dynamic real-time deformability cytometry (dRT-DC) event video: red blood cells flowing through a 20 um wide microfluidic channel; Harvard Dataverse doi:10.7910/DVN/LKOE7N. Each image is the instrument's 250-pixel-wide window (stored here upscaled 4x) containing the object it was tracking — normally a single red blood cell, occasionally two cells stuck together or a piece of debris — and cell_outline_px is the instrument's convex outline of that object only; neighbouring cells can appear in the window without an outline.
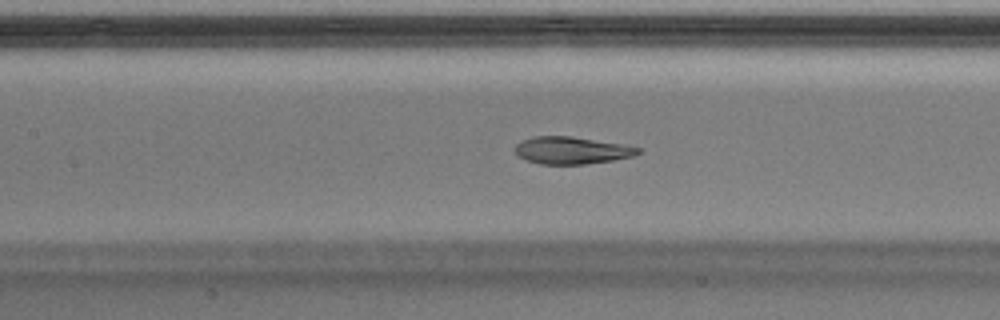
{"species": "Egyptian fruit bat (a non-hibernating species)", "species_latin": "Rousettus aegyptiacus", "temperature_condition": "warm", "stored_images_in_passage": 47, "camera_frame_rate_fps": 3000, "um_per_image_px": 0.085, "animal": {"sex": "male"}, "frame": {"image": 1, "passage_image": 20, "time_ms": 6.333, "image_size_px": [1000, 320], "cell_outline_px": [[640, 152], [632, 156], [612, 160], [584, 164], [540, 164], [516, 156], [516, 144], [520, 140], [532, 136], [572, 136], [628, 144], [640, 148]], "centroid_in_image_um": [48.59, 12.76], "position_along_channel_um": 158.8, "area_um2": 19.71}}
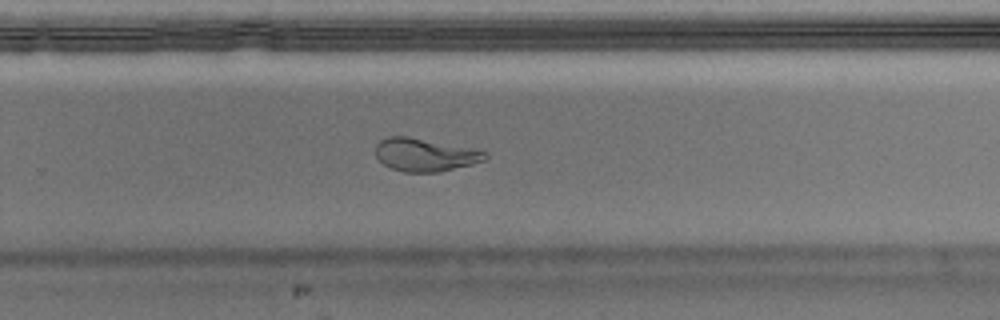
{"frame": {"image": 2, "passage_image": 30, "time_ms": 9.667, "image_size_px": [1000, 320], "cell_outline_px": [[488, 156], [484, 160], [472, 164], [440, 172], [404, 172], [392, 168], [384, 164], [376, 156], [376, 144], [380, 140], [388, 136], [408, 136], [480, 148]], "centroid_in_image_um": [36.17, 13.13], "position_along_channel_um": 293.6, "area_um2": 21.39}}
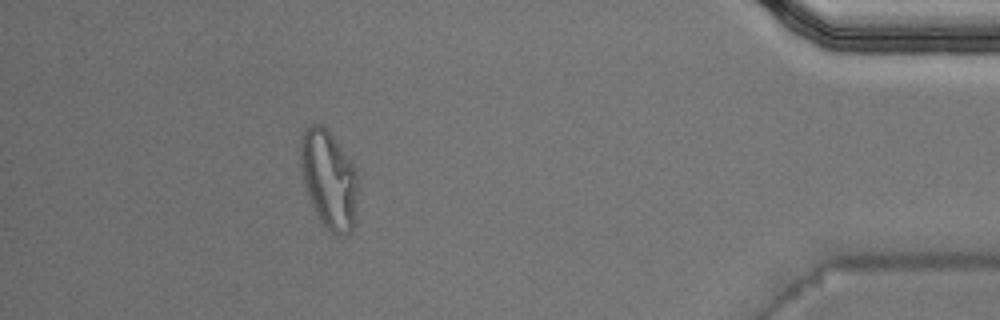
{"frame": {"image": 3, "passage_image": 42, "time_ms": 13.667, "image_size_px": [1000, 320], "cell_outline_px": [[356, 192], [352, 232], [348, 236], [340, 236], [332, 232], [324, 224], [316, 212], [308, 196], [304, 184], [300, 164], [300, 140], [304, 132], [312, 124], [320, 124], [328, 132], [356, 168]], "centroid_in_image_um": [27.93, 15.26], "position_along_channel_um": 407.3, "area_um2": 31.91}, "authors_computed_cell_mechanics": {"area_um2": 20.4612, "velocity_mm_per_s": 4.0657, "shape_relaxation_time_tau1_ms": 7.0187, "shape_relaxation_time_tau2_ms": 0.9302, "deformation_change_tau1": 0.2718, "deformation_change_tau2": 0.0801}}